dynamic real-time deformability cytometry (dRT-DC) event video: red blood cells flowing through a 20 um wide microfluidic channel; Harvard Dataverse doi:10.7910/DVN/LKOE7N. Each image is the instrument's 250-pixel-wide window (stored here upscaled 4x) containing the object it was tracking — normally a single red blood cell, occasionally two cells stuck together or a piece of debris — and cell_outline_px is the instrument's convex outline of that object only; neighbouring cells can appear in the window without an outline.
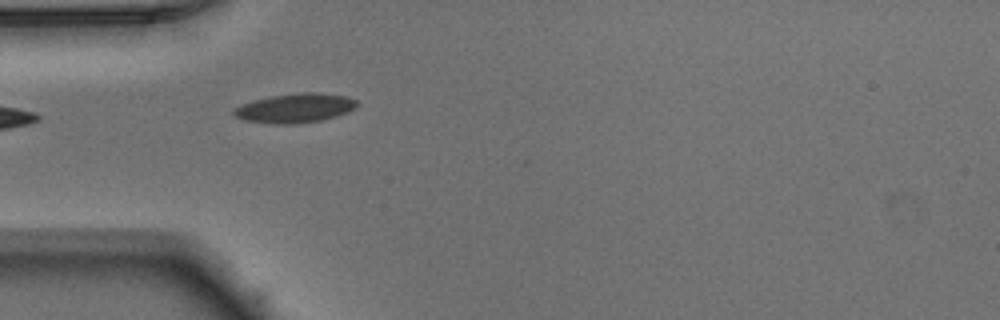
{"species": "Egyptian fruit bat (a non-hibernating species)", "species_latin": "Rousettus aegyptiacus", "temperature_condition": "warm", "stored_images_in_passage": 6, "camera_frame_rate_fps": 3000, "um_per_image_px": 0.085, "animal": {"sex": "male"}, "frame": {"image": 1, "passage_image": 1, "time_ms": 0.0, "image_size_px": [1000, 320], "cell_outline_px": [[356, 108], [348, 112], [336, 116], [320, 120], [292, 124], [276, 124], [244, 120], [236, 116], [232, 112], [236, 108], [244, 104], [256, 100], [272, 96], [300, 92], [320, 92], [348, 96], [356, 100]], "centroid_in_image_um": [25.14, 9.18], "position_along_channel_um": 59.9, "area_um2": 20.75}}